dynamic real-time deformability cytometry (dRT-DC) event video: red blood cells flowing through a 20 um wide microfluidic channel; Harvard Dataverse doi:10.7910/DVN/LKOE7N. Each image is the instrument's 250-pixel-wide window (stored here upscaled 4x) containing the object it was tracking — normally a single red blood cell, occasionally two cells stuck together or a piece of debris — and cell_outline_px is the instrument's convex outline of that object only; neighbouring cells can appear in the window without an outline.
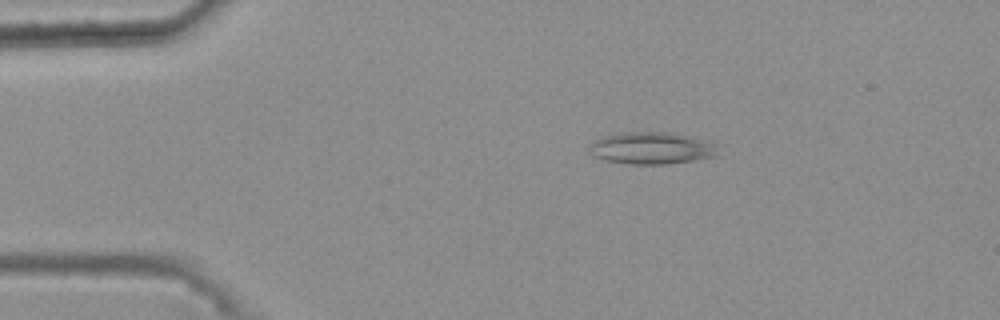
{"species": "common noctule bat (a hibernating species)", "species_latin": "Nyctalus noctula", "temperature_condition": "warm", "stored_images_in_passage": 42, "camera_frame_rate_fps": 3000, "um_per_image_px": 0.085, "animal": {"sex": "female", "body_mass_g": 25.1}, "frame": {"image": 1, "passage_image": 4, "time_ms": 1.0, "image_size_px": [1000, 320], "cell_outline_px": [[716, 144], [712, 156], [692, 160], [664, 164], [628, 164], [604, 160], [592, 156], [588, 148], [596, 140], [608, 136], [624, 132], [664, 132], [684, 136]], "centroid_in_image_um": [55.27, 12.61], "position_along_channel_um": 29.7, "area_um2": 23.12}}
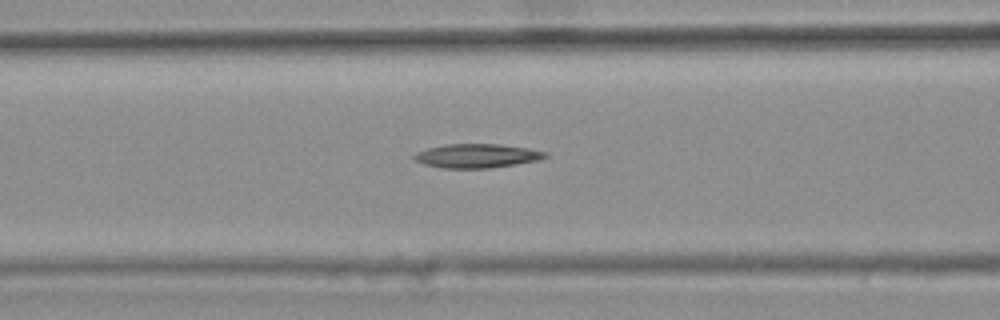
{"frame": {"image": 2, "passage_image": 16, "time_ms": 5.0, "image_size_px": [1000, 320], "cell_outline_px": [[548, 156], [536, 160], [516, 164], [488, 168], [444, 168], [424, 164], [416, 160], [412, 156], [428, 148], [444, 144], [500, 144], [528, 148], [548, 152]], "centroid_in_image_um": [40.56, 13.24], "position_along_channel_um": 126.0, "area_um2": 18.09}}
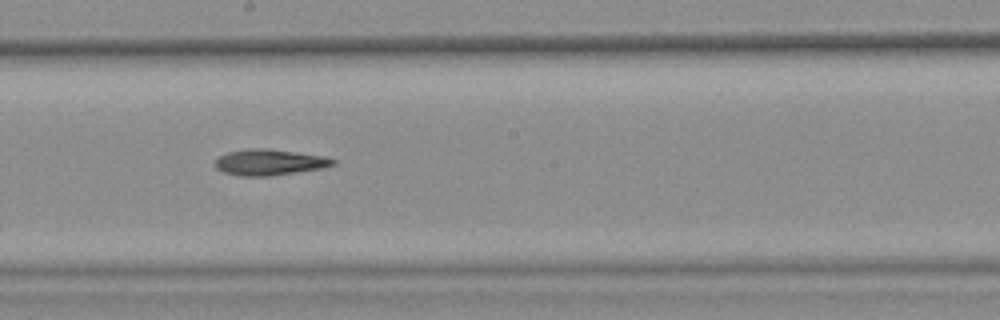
{"frame": {"image": 3, "passage_image": 24, "time_ms": 7.667, "image_size_px": [1000, 320], "cell_outline_px": [[336, 164], [320, 168], [268, 176], [240, 176], [224, 172], [216, 168], [216, 160], [220, 156], [228, 152], [248, 148], [268, 148], [324, 156], [336, 160]], "centroid_in_image_um": [22.89, 13.78], "position_along_channel_um": 225.3, "area_um2": 17.63}}